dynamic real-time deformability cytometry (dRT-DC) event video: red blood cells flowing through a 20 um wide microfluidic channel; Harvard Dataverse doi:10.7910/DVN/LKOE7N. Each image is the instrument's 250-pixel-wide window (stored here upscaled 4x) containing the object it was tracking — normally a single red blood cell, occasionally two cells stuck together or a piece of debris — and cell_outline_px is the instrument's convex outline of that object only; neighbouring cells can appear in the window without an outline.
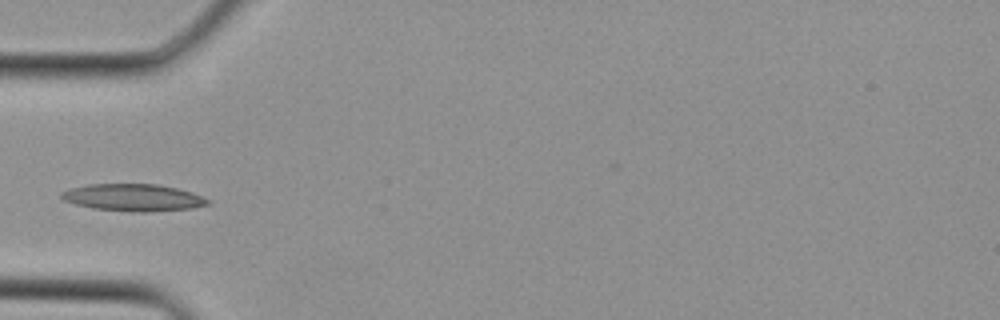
{"species": "Egyptian fruit bat (a non-hibernating species)", "species_latin": "Rousettus aegyptiacus", "temperature_condition": "cold", "stored_images_in_passage": 3, "camera_frame_rate_fps": 3000, "um_per_image_px": 0.085, "animal": {"sex": "female"}, "frame": {"image": 1, "passage_image": 3, "time_ms": 0.667, "image_size_px": [1000, 320], "cell_outline_px": [[212, 204], [192, 208], [148, 212], [132, 212], [92, 208], [76, 204], [64, 200], [60, 196], [60, 192], [68, 188], [88, 184], [156, 184], [176, 188], [192, 192], [212, 200]], "centroid_in_image_um": [11.34, 16.79], "position_along_channel_um": 73.7, "area_um2": 23.35}}